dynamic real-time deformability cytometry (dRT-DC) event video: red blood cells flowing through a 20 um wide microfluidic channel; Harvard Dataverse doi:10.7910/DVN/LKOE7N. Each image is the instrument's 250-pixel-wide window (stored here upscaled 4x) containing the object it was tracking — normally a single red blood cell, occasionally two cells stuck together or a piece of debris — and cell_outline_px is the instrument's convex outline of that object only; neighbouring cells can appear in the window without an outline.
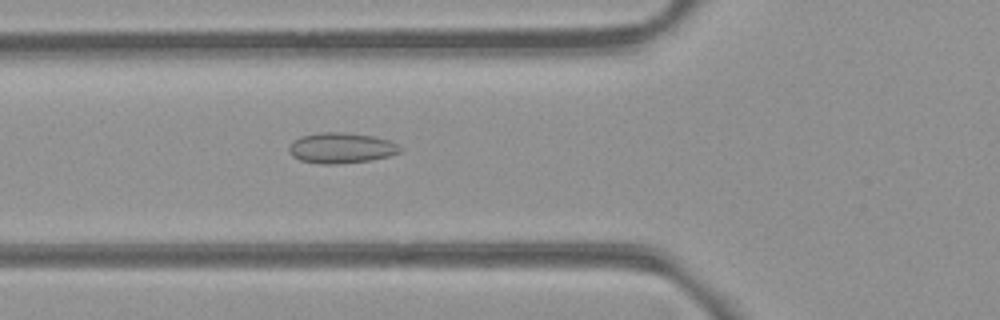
{"species": "common noctule bat (a hibernating species)", "species_latin": "Nyctalus noctula", "temperature_condition": "room temperature", "stored_images_in_passage": 43, "camera_frame_rate_fps": 3000, "um_per_image_px": 0.085, "animal": {"sex": "female", "body_mass_g": 21.9}, "frame": {"image": 1, "passage_image": 14, "time_ms": 4.333, "image_size_px": [1000, 320], "cell_outline_px": [[404, 148], [400, 152], [392, 156], [372, 160], [336, 164], [320, 164], [300, 160], [292, 156], [288, 152], [288, 148], [300, 136], [320, 132], [344, 132], [372, 136], [388, 140]], "centroid_in_image_um": [29.02, 12.58], "position_along_channel_um": 96.8, "area_um2": 19.88}}
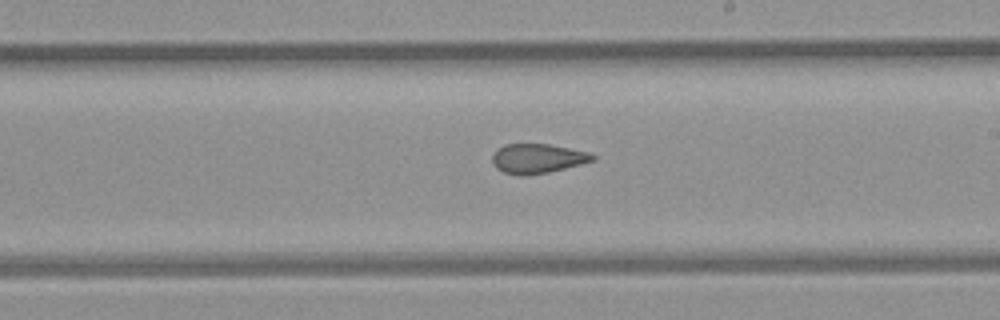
{"frame": {"image": 2, "passage_image": 25, "time_ms": 8.0, "image_size_px": [1000, 320], "cell_outline_px": [[596, 160], [548, 172], [524, 176], [520, 176], [504, 172], [496, 168], [492, 164], [492, 156], [504, 144], [548, 144], [588, 152], [596, 156]], "centroid_in_image_um": [45.68, 13.48], "position_along_channel_um": 243.3, "area_um2": 17.11}}
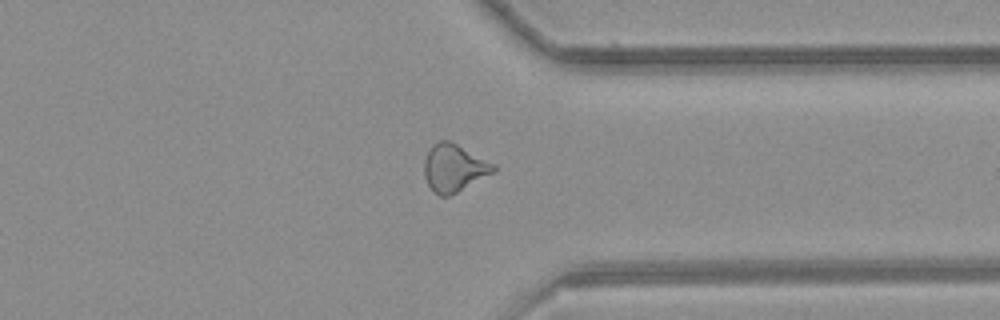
{"frame": {"image": 3, "passage_image": 35, "time_ms": 11.333, "image_size_px": [1000, 320], "cell_outline_px": [[496, 172], [448, 196], [440, 196], [432, 192], [424, 176], [424, 160], [432, 144], [440, 140], [448, 140], [496, 164]], "centroid_in_image_um": [38.59, 14.28], "position_along_channel_um": 372.8, "area_um2": 19.19}}